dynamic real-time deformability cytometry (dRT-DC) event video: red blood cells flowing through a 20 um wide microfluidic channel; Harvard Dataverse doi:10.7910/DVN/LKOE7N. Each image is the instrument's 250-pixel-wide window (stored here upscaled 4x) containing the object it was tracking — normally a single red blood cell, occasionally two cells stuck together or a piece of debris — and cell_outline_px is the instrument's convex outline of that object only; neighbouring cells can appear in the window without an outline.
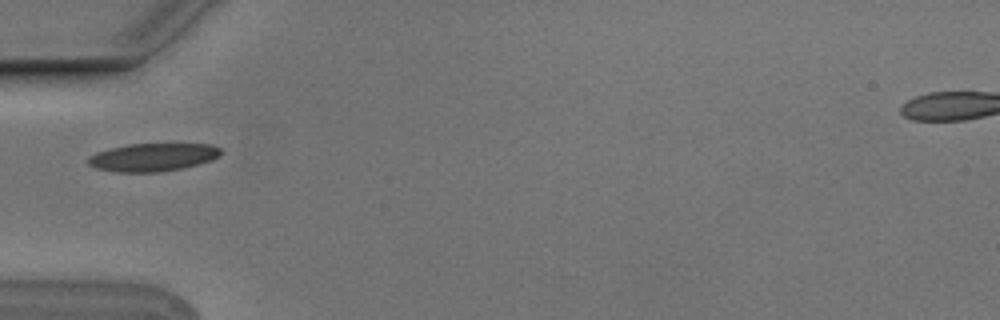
{"species": "Egyptian fruit bat (a non-hibernating species)", "species_latin": "Rousettus aegyptiacus", "temperature_condition": "cold", "stored_images_in_passage": 1, "camera_frame_rate_fps": 3000, "um_per_image_px": 0.085, "animal": {"sex": "male"}, "frame": {"image": 1, "passage_image": 1, "time_ms": 0.0, "image_size_px": [1000, 320], "cell_outline_px": [[224, 152], [220, 156], [212, 160], [184, 168], [160, 172], [116, 172], [96, 168], [88, 164], [88, 156], [96, 152], [128, 144], [212, 144], [220, 148]], "centroid_in_image_um": [13.03, 13.36], "position_along_channel_um": 72.0, "area_um2": 21.79}}